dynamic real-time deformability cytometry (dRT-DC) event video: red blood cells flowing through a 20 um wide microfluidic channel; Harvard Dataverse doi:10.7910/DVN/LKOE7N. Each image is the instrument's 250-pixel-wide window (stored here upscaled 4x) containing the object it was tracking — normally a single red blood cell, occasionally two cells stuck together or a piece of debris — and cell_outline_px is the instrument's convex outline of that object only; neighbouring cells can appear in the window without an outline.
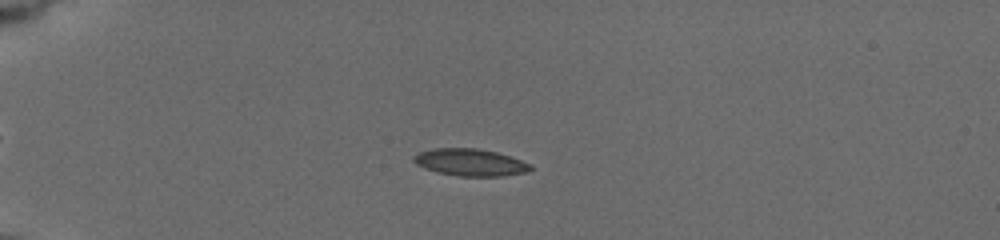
{"species": "common noctule bat (a hibernating species)", "species_latin": "Nyctalus noctula", "temperature_condition": "cold", "stored_images_in_passage": 15, "camera_frame_rate_fps": 3000, "um_per_image_px": 0.085, "animal": {"sex": "female", "body_mass_g": 19.5, "forearm_length_mm": 54.1}, "frame": {"image": 1, "passage_image": 8, "time_ms": 4.667, "image_size_px": [1000, 240], "cell_outline_px": [[532, 168], [528, 172], [500, 176], [460, 176], [436, 172], [424, 168], [416, 164], [412, 160], [412, 156], [420, 152], [432, 148], [476, 148], [496, 152], [532, 164]], "centroid_in_image_um": [39.94, 13.8], "position_along_channel_um": 45.1, "area_um2": 18.44}}
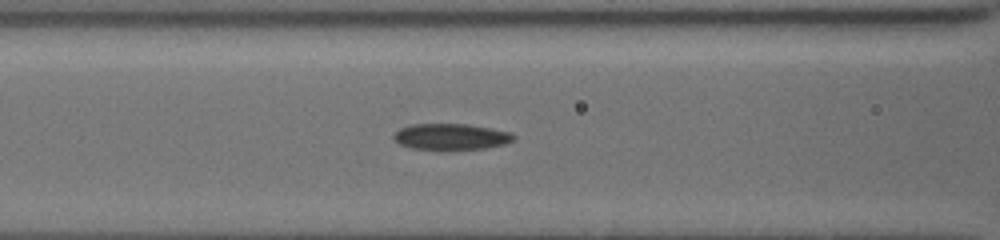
{"frame": {"image": 2, "passage_image": 13, "time_ms": 8.0, "image_size_px": [1000, 240], "cell_outline_px": [[516, 136], [512, 140], [504, 144], [484, 148], [448, 152], [440, 152], [412, 148], [400, 144], [392, 136], [400, 128], [412, 124], [468, 124], [512, 132]], "centroid_in_image_um": [38.33, 11.66], "position_along_channel_um": 128.3, "area_um2": 18.9}}
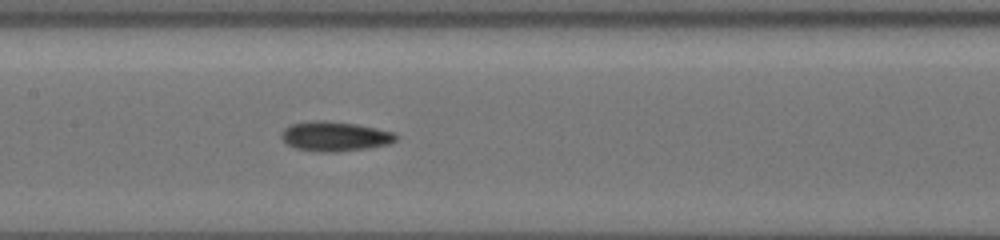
{"frame": {"image": 3, "passage_image": 15, "time_ms": 9.333, "image_size_px": [1000, 240], "cell_outline_px": [[396, 140], [388, 144], [368, 148], [336, 152], [320, 152], [296, 148], [288, 144], [280, 136], [284, 128], [292, 124], [312, 120], [320, 120], [356, 124], [396, 132]], "centroid_in_image_um": [28.47, 11.59], "position_along_channel_um": 178.9, "area_um2": 19.71}}